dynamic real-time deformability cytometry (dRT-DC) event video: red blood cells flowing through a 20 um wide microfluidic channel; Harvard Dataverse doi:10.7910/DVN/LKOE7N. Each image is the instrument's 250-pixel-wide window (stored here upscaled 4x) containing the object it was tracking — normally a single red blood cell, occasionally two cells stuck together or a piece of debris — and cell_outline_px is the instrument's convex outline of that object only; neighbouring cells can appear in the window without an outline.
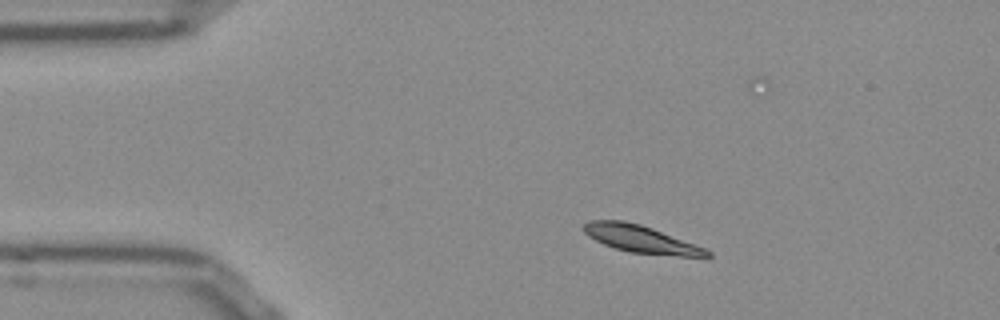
{"species": "Egyptian fruit bat (a non-hibernating species)", "species_latin": "Rousettus aegyptiacus", "temperature_condition": "room temperature", "stored_images_in_passage": 45, "camera_frame_rate_fps": 3000, "um_per_image_px": 0.085, "frame": {"image": 1, "passage_image": 1, "time_ms": 0.0, "image_size_px": [1000, 320], "cell_outline_px": [[712, 256], [680, 256], [628, 252], [604, 244], [588, 236], [580, 228], [588, 220], [624, 220], [640, 224], [652, 228], [704, 248], [712, 252]], "centroid_in_image_um": [54.41, 20.3], "position_along_channel_um": 30.6, "area_um2": 19.48}}
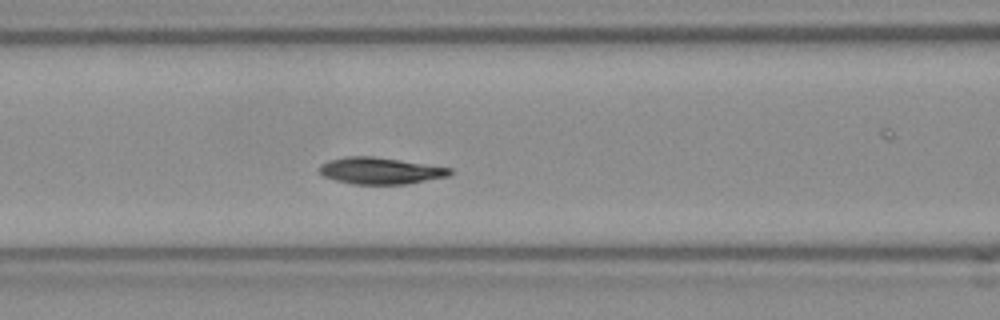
{"frame": {"image": 2, "passage_image": 13, "time_ms": 4.0, "image_size_px": [1000, 320], "cell_outline_px": [[452, 172], [448, 176], [404, 184], [352, 184], [336, 180], [324, 176], [320, 172], [320, 164], [328, 160], [348, 156], [372, 156], [400, 160], [452, 168]], "centroid_in_image_um": [32.31, 14.51], "position_along_channel_um": 134.3, "area_um2": 20.06}}
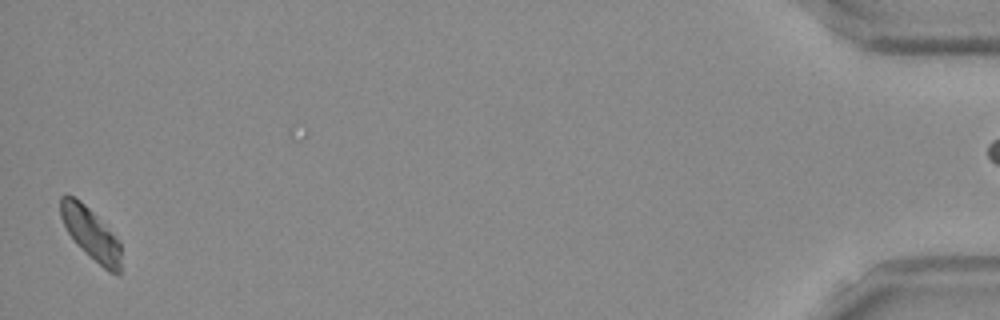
{"frame": {"image": 3, "passage_image": 44, "time_ms": 14.333, "image_size_px": [1000, 320], "cell_outline_px": [[120, 272], [116, 276], [108, 272], [68, 232], [60, 216], [60, 196], [72, 196], [80, 200], [120, 240]], "centroid_in_image_um": [7.75, 19.85], "position_along_channel_um": 427.4, "area_um2": 17.51}, "authors_computed_cell_mechanics": {"area_um2": 19.8254, "velocity_mm_per_s": 3.7765, "shape_relaxation_time_tau1_ms": 3.1063, "shape_relaxation_time_tau2_ms": 3.1742, "deformation_change_tau1": 0.0878, "deformation_change_tau2": 0.0411}}